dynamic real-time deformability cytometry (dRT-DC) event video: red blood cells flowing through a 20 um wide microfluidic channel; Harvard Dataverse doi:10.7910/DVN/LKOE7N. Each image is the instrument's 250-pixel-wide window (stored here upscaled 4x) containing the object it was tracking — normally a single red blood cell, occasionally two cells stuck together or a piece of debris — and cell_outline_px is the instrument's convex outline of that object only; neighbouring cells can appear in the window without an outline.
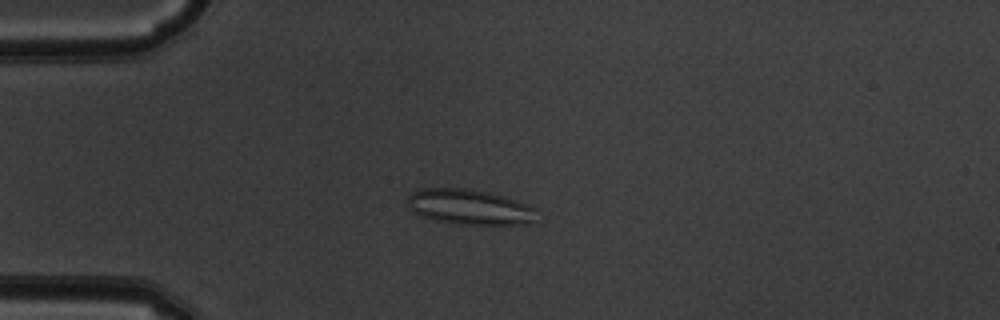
{"species": "common noctule bat (a hibernating species)", "species_latin": "Nyctalus noctula", "temperature_condition": "warm", "stored_images_in_passage": 50, "camera_frame_rate_fps": 3000, "um_per_image_px": 0.085, "animal": {"sex": "male", "body_mass_g": 19.5, "forearm_length_mm": 54.6}, "frame": {"image": 1, "passage_image": 13, "time_ms": 4.0, "image_size_px": [1000, 320], "cell_outline_px": [[540, 208], [532, 224], [460, 224], [432, 220], [408, 208], [408, 196], [412, 192], [420, 188], [464, 188], [488, 192], [504, 196]], "centroid_in_image_um": [39.96, 17.59], "position_along_channel_um": 45.0, "area_um2": 26.76}}
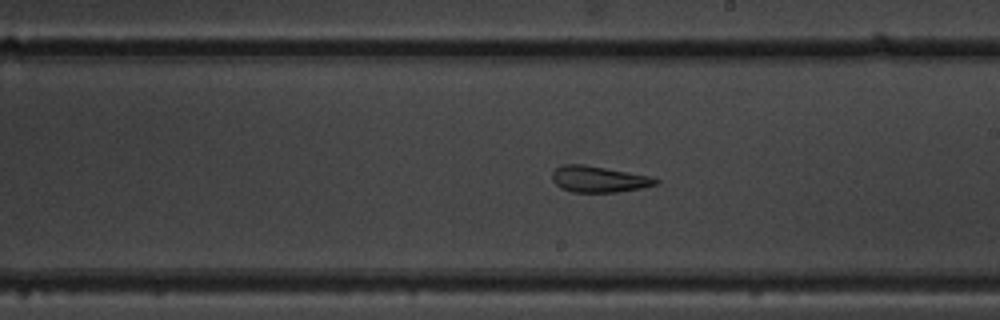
{"frame": {"image": 2, "passage_image": 29, "time_ms": 9.333, "image_size_px": [1000, 320], "cell_outline_px": [[660, 184], [640, 188], [616, 192], [572, 192], [560, 188], [552, 180], [552, 172], [556, 168], [564, 164], [584, 164], [648, 176], [660, 180]], "centroid_in_image_um": [50.87, 15.23], "position_along_channel_um": 238.1, "area_um2": 15.72}}
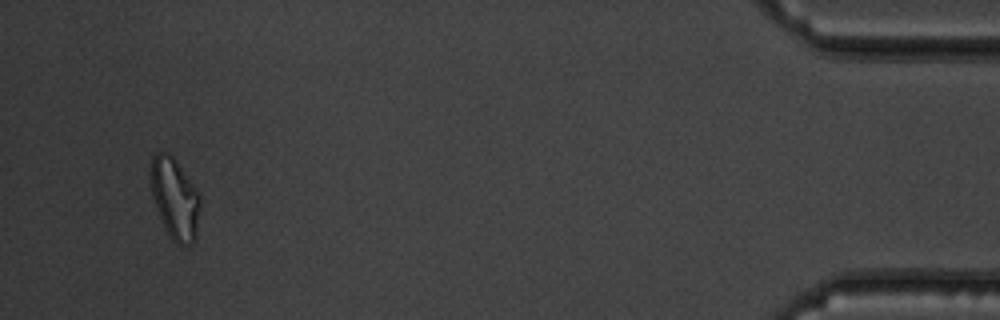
{"frame": {"image": 3, "passage_image": 48, "time_ms": 15.667, "image_size_px": [1000, 320], "cell_outline_px": [[200, 208], [196, 236], [192, 244], [176, 244], [168, 236], [164, 228], [156, 208], [152, 196], [148, 176], [152, 156], [156, 152], [168, 152], [176, 160], [196, 188], [200, 196]], "centroid_in_image_um": [14.83, 16.86], "position_along_channel_um": 420.4, "area_um2": 23.81}, "authors_computed_cell_mechanics": {"area_um2": 20.5768, "velocity_mm_per_s": 4.0229, "shape_relaxation_time_tau1_ms": null, "shape_relaxation_time_tau2_ms": 2.4152, "deformation_change_tau1": null, "deformation_change_tau2": 0.1204}}